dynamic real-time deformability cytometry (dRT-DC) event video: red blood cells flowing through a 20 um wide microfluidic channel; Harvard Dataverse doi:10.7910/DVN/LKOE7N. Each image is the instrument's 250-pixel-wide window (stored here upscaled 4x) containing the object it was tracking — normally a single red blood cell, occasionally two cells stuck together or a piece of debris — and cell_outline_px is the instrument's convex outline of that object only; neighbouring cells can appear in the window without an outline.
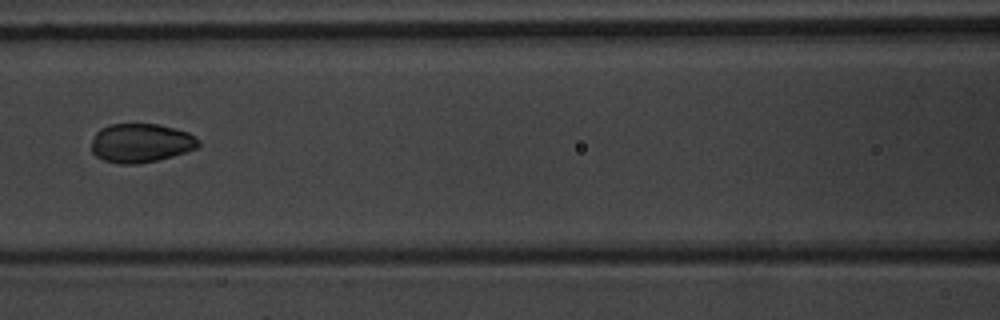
{"species": "common noctule bat (a hibernating species)", "species_latin": "Nyctalus noctula", "temperature_condition": "warm", "stored_images_in_passage": 9, "camera_frame_rate_fps": 3000, "um_per_image_px": 0.085, "animal": {"sex": "male", "body_mass_g": 20.1, "forearm_length_mm": 53.5}, "frame": {"image": 1, "passage_image": 6, "time_ms": 8.0, "image_size_px": [1000, 320], "cell_outline_px": [[200, 144], [196, 148], [172, 156], [156, 160], [136, 164], [116, 164], [104, 160], [96, 156], [92, 152], [92, 140], [96, 132], [100, 128], [108, 124], [156, 124], [176, 128], [188, 132]], "centroid_in_image_um": [11.92, 12.15], "position_along_channel_um": 154.7, "area_um2": 24.16}}
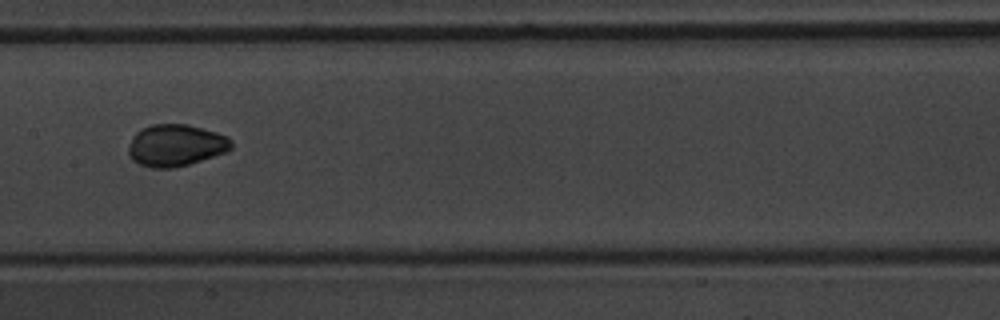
{"frame": {"image": 2, "passage_image": 7, "time_ms": 9.0, "image_size_px": [1000, 320], "cell_outline_px": [[232, 148], [224, 152], [188, 164], [172, 168], [152, 168], [140, 164], [132, 160], [128, 156], [128, 148], [136, 132], [140, 128], [152, 124], [188, 124], [216, 132], [228, 136], [232, 140]], "centroid_in_image_um": [14.92, 12.34], "position_along_channel_um": 192.5, "area_um2": 25.03}}
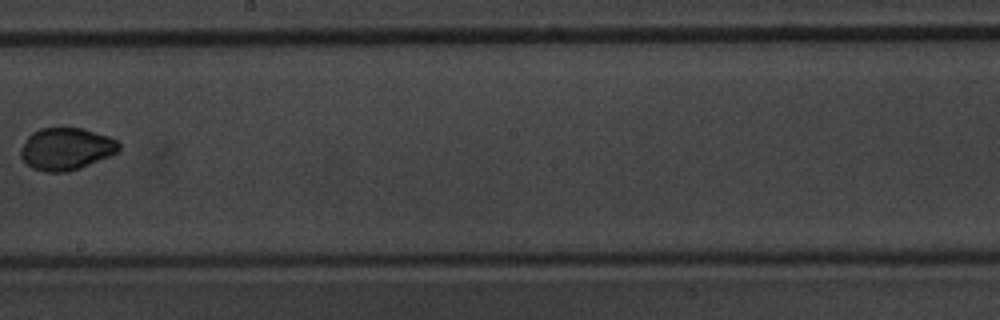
{"frame": {"image": 3, "passage_image": 8, "time_ms": 10.333, "image_size_px": [1000, 320], "cell_outline_px": [[120, 152], [112, 156], [80, 168], [68, 172], [44, 172], [32, 168], [20, 156], [20, 152], [28, 136], [32, 132], [40, 128], [84, 128], [108, 136], [116, 140], [120, 144]], "centroid_in_image_um": [5.66, 12.66], "position_along_channel_um": 242.5, "area_um2": 24.33}}